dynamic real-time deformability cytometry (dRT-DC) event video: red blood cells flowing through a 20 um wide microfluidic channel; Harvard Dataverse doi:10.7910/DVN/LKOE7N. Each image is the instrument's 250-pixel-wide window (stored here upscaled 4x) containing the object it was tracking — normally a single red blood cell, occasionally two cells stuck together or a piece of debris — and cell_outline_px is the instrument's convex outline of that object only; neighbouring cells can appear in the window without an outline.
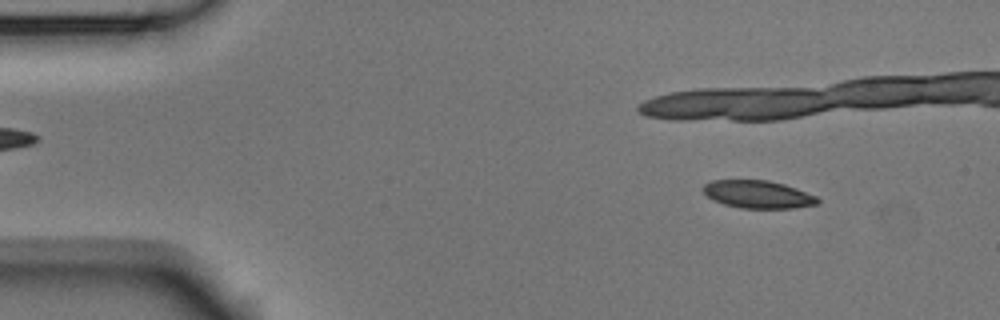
{"species": "Egyptian fruit bat (a non-hibernating species)", "species_latin": "Rousettus aegyptiacus", "temperature_condition": "room temperature", "stored_images_in_passage": 7, "camera_frame_rate_fps": 3000, "um_per_image_px": 0.085, "animal": {"sex": "male"}, "frame": {"image": 1, "passage_image": 2, "time_ms": 0.333, "image_size_px": [1000, 320], "cell_outline_px": [[820, 204], [792, 208], [740, 208], [724, 204], [708, 196], [704, 192], [704, 184], [712, 180], [768, 180], [784, 184], [796, 188], [816, 196], [820, 200]], "centroid_in_image_um": [64.47, 16.52], "position_along_channel_um": 20.5, "area_um2": 18.38}}